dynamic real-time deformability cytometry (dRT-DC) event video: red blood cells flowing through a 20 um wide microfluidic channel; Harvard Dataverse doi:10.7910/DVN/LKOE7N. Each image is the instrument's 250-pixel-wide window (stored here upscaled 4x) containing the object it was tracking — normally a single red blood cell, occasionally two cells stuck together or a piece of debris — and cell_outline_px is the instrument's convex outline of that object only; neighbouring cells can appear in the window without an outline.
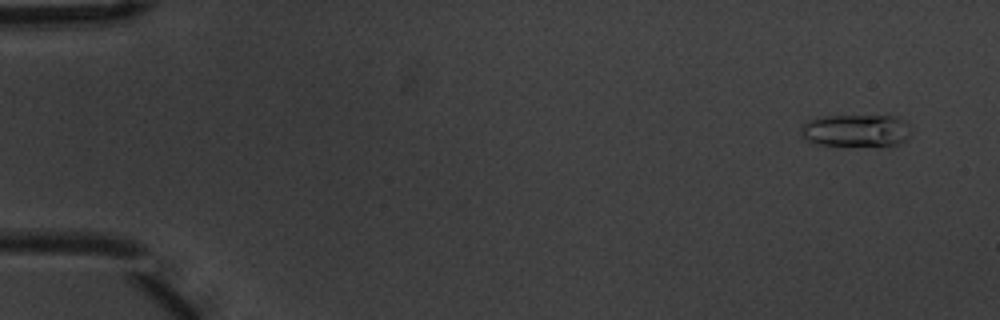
{"species": "common noctule bat (a hibernating species)", "species_latin": "Nyctalus noctula", "temperature_condition": "warm", "stored_images_in_passage": 6, "camera_frame_rate_fps": 3000, "um_per_image_px": 0.085, "animal": {"sex": "male", "body_mass_g": 20.1, "forearm_length_mm": 53.5}, "frame": {"image": 1, "passage_image": 1, "time_ms": 0.0, "image_size_px": [1000, 320], "cell_outline_px": [[912, 132], [904, 140], [896, 144], [880, 148], [816, 144], [804, 140], [800, 132], [800, 124], [808, 120], [824, 116], [896, 116], [904, 120], [912, 128]], "centroid_in_image_um": [72.76, 11.13], "position_along_channel_um": 12.2, "area_um2": 21.68}}
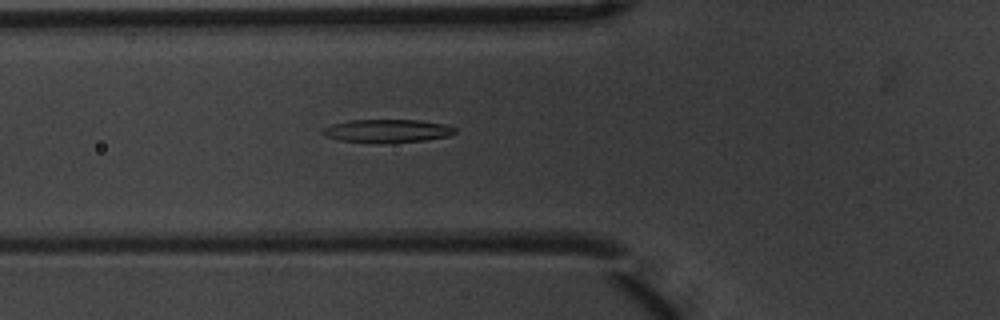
{"frame": {"image": 2, "passage_image": 6, "time_ms": 1.667, "image_size_px": [1000, 320], "cell_outline_px": [[456, 132], [448, 136], [428, 140], [376, 144], [340, 140], [324, 136], [320, 132], [324, 128], [332, 124], [348, 120], [420, 120], [444, 124], [456, 128]], "centroid_in_image_um": [32.89, 11.14], "position_along_channel_um": 92.9, "area_um2": 18.15}}